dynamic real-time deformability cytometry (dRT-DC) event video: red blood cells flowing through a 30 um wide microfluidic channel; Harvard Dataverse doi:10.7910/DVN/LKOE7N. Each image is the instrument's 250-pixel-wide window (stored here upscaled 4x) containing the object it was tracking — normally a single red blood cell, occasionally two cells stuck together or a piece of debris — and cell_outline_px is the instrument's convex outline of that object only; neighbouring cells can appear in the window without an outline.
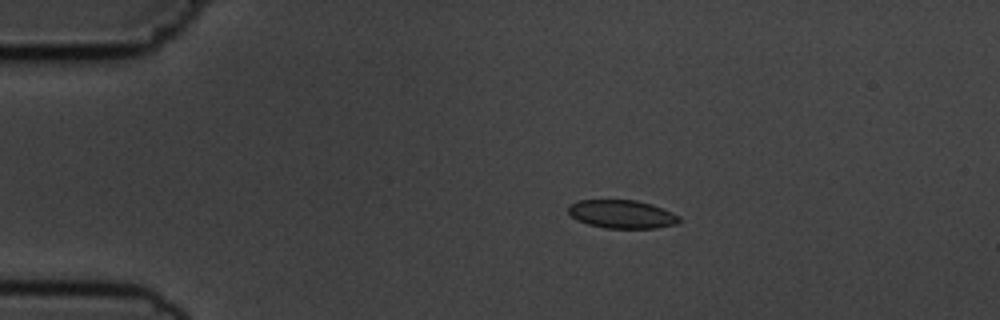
{"species": "common noctule bat (a hibernating species)", "species_latin": "Nyctalus noctula", "temperature_condition": "cold", "stored_images_in_passage": 4, "camera_frame_rate_fps": 3000, "um_per_image_px": 0.085, "animal": {"sex": "male", "body_mass_g": 19.5, "forearm_length_mm": 54.6}, "frame": {"image": 1, "passage_image": 2, "time_ms": 1.0, "image_size_px": [1000, 320], "cell_outline_px": [[680, 220], [676, 224], [656, 228], [604, 228], [588, 224], [576, 220], [568, 212], [568, 204], [576, 200], [636, 200], [652, 204], [672, 212], [680, 216]], "centroid_in_image_um": [52.84, 18.2], "position_along_channel_um": 32.2, "area_um2": 18.44}}
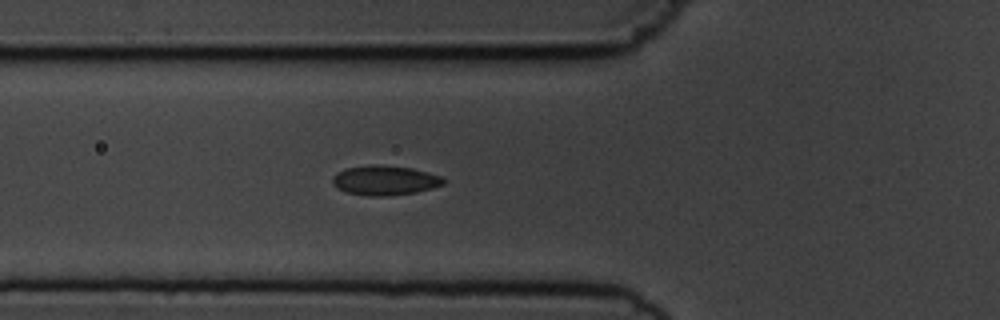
{"frame": {"image": 2, "passage_image": 4, "time_ms": 4.0, "image_size_px": [1000, 320], "cell_outline_px": [[448, 180], [444, 184], [432, 188], [416, 192], [384, 196], [372, 196], [344, 192], [336, 188], [332, 184], [332, 176], [336, 172], [344, 168], [368, 164], [380, 164], [412, 168], [428, 172], [440, 176]], "centroid_in_image_um": [32.67, 15.31], "position_along_channel_um": 93.1, "area_um2": 19.54}}